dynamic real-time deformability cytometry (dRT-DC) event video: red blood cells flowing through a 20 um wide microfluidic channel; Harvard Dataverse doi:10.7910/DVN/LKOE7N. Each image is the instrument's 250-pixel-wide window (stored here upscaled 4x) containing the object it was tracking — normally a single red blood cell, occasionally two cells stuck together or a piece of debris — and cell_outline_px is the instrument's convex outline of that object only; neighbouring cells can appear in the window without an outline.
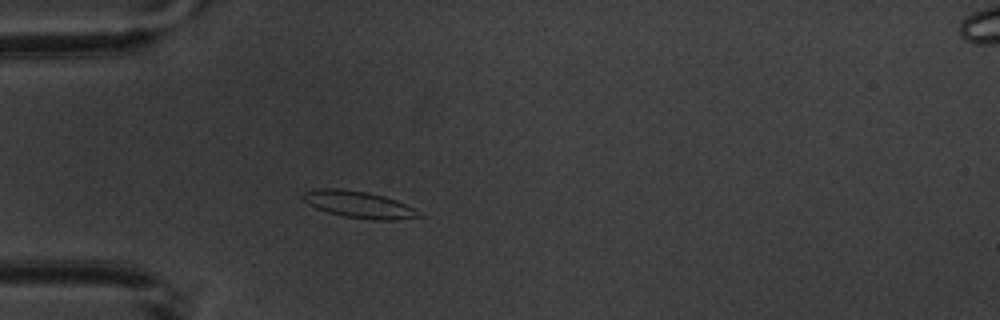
{"species": "common noctule bat (a hibernating species)", "species_latin": "Nyctalus noctula", "temperature_condition": "warm", "stored_images_in_passage": 4, "camera_frame_rate_fps": 3000, "um_per_image_px": 0.085, "animal": {"sex": "male", "body_mass_g": 20.1, "forearm_length_mm": 53.5}, "frame": {"image": 1, "passage_image": 4, "time_ms": 3.333, "image_size_px": [1000, 320], "cell_outline_px": [[424, 216], [396, 220], [372, 220], [344, 216], [328, 212], [316, 208], [300, 200], [300, 196], [304, 192], [320, 188], [340, 188], [364, 192], [384, 196], [396, 200], [420, 212]], "centroid_in_image_um": [30.45, 17.39], "position_along_channel_um": 54.5, "area_um2": 18.09}}